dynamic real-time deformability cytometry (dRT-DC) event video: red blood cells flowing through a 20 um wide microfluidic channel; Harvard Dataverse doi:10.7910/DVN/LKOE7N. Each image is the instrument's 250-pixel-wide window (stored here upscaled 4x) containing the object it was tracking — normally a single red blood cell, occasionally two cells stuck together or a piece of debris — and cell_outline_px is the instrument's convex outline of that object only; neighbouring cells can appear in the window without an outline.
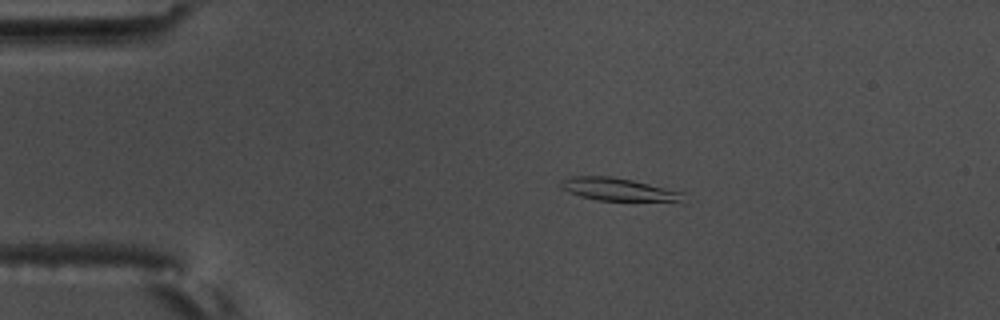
{"species": "common noctule bat (a hibernating species)", "species_latin": "Nyctalus noctula", "temperature_condition": "warm", "stored_images_in_passage": 57, "camera_frame_rate_fps": 3000, "um_per_image_px": 0.085, "animal": {"sex": "male", "body_mass_g": 17.5, "forearm_length_mm": 52.3}, "frame": {"image": 1, "passage_image": 11, "time_ms": 3.333, "image_size_px": [1000, 320], "cell_outline_px": [[684, 204], [680, 204], [596, 200], [580, 196], [568, 192], [560, 188], [560, 184], [564, 180], [572, 176], [612, 176], [632, 180], [684, 192]], "centroid_in_image_um": [52.73, 16.16], "position_along_channel_um": 32.3, "area_um2": 17.17}}
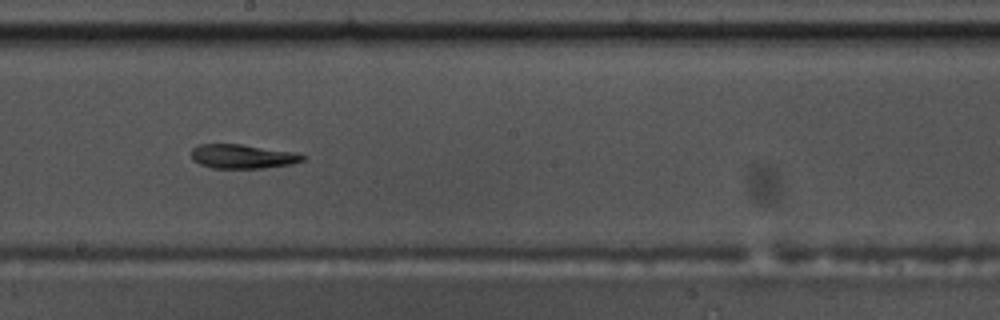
{"frame": {"image": 2, "passage_image": 32, "time_ms": 10.333, "image_size_px": [1000, 320], "cell_outline_px": [[308, 156], [304, 160], [292, 164], [264, 168], [212, 168], [200, 164], [192, 160], [192, 148], [200, 144], [240, 144], [292, 152]], "centroid_in_image_um": [20.61, 13.3], "position_along_channel_um": 227.6, "area_um2": 15.61}}
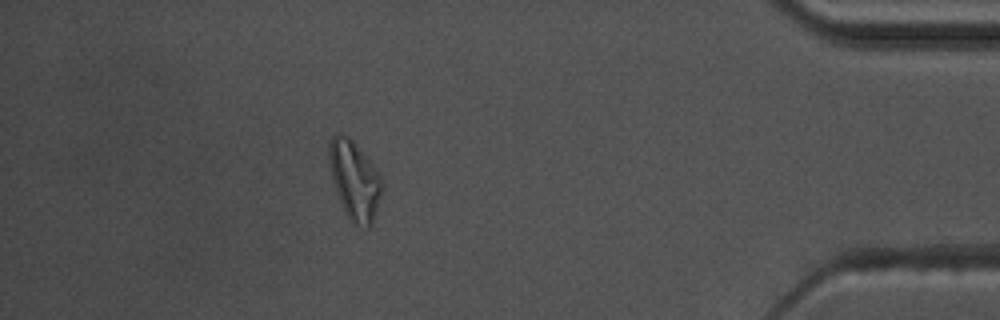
{"frame": {"image": 3, "passage_image": 51, "time_ms": 16.667, "image_size_px": [1000, 320], "cell_outline_px": [[384, 188], [372, 224], [368, 228], [356, 228], [344, 212], [336, 192], [332, 180], [328, 164], [328, 140], [336, 132], [340, 132], [348, 136], [356, 144], [380, 176], [384, 184]], "centroid_in_image_um": [30.11, 15.34], "position_along_channel_um": 405.1, "area_um2": 24.8}, "authors_computed_cell_mechanics": {"area_um2": 16.184, "velocity_mm_per_s": 3.5329, "shape_relaxation_time_tau1_ms": 7.2526, "shape_relaxation_time_tau2_ms": null, "deformation_change_tau1": 0.2159, "deformation_change_tau2": null}}